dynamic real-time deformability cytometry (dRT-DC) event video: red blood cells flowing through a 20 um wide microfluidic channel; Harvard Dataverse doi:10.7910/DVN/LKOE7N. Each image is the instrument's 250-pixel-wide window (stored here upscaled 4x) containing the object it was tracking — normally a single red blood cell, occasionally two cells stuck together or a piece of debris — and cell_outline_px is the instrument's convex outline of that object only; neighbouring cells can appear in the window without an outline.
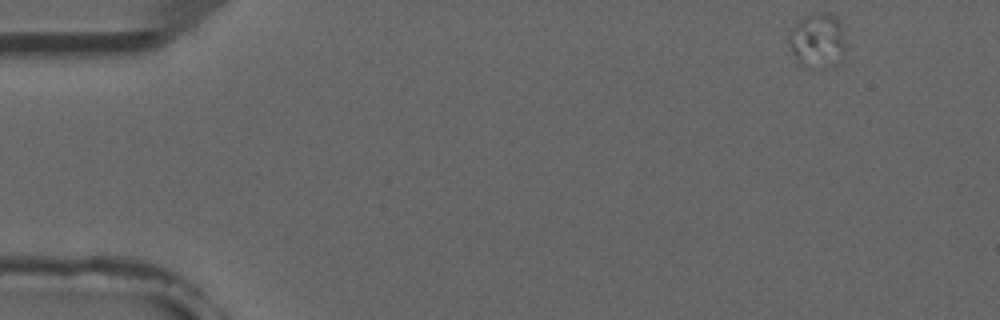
{"species": "common noctule bat (a hibernating species)", "species_latin": "Nyctalus noctula", "temperature_condition": "room temperature", "stored_images_in_passage": 8, "camera_frame_rate_fps": 3000, "um_per_image_px": 0.085, "animal": {"sex": "male", "forearm_length_mm": 52.5}, "frame": {"image": 1, "passage_image": 1, "time_ms": 0.0, "image_size_px": [1000, 320], "cell_outline_px": [[844, 48], [816, 68], [804, 68], [796, 64], [788, 40], [788, 32], [804, 16], [816, 12], [828, 12], [836, 16], [840, 20], [844, 40]], "centroid_in_image_um": [69.36, 3.34], "position_along_channel_um": 15.6, "area_um2": 17.22}}